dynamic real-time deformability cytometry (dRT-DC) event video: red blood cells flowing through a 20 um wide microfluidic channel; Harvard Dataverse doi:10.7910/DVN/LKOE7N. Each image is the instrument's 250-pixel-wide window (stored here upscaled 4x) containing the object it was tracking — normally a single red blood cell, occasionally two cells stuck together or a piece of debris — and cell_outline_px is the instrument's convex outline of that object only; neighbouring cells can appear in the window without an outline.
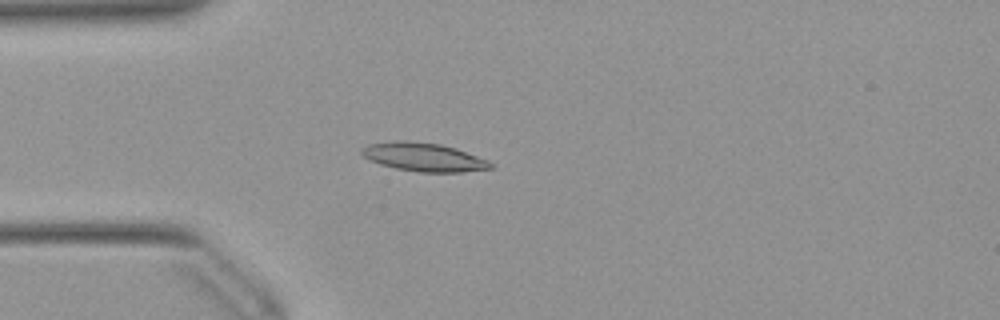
{"species": "Egyptian fruit bat (a non-hibernating species)", "species_latin": "Rousettus aegyptiacus", "temperature_condition": "warm", "stored_images_in_passage": 40, "camera_frame_rate_fps": 3000, "um_per_image_px": 0.085, "animal": {"sex": "female"}, "frame": {"image": 1, "passage_image": 1, "time_ms": 0.0, "image_size_px": [1000, 320], "cell_outline_px": [[492, 168], [460, 172], [420, 172], [396, 168], [380, 164], [364, 156], [360, 152], [360, 148], [368, 144], [392, 140], [404, 140], [440, 144], [456, 148], [488, 160], [492, 164]], "centroid_in_image_um": [35.99, 13.34], "position_along_channel_um": 49.0, "area_um2": 21.33}}
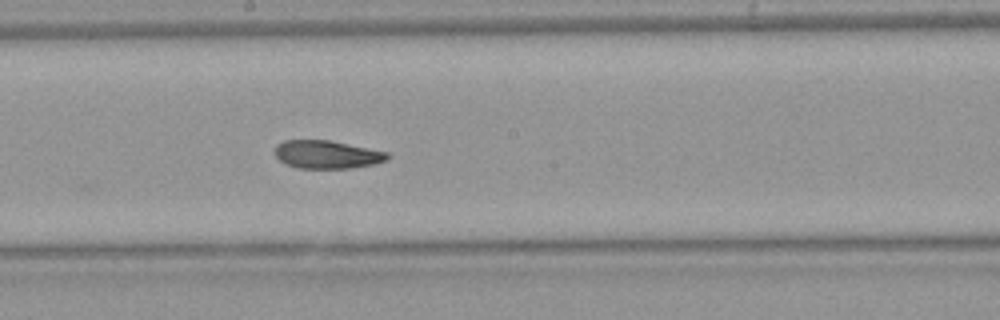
{"frame": {"image": 2, "passage_image": 15, "time_ms": 4.667, "image_size_px": [1000, 320], "cell_outline_px": [[392, 156], [388, 160], [372, 164], [352, 168], [296, 168], [284, 164], [272, 152], [276, 144], [284, 140], [328, 140], [388, 152]], "centroid_in_image_um": [27.75, 13.13], "position_along_channel_um": 220.4, "area_um2": 18.61}}
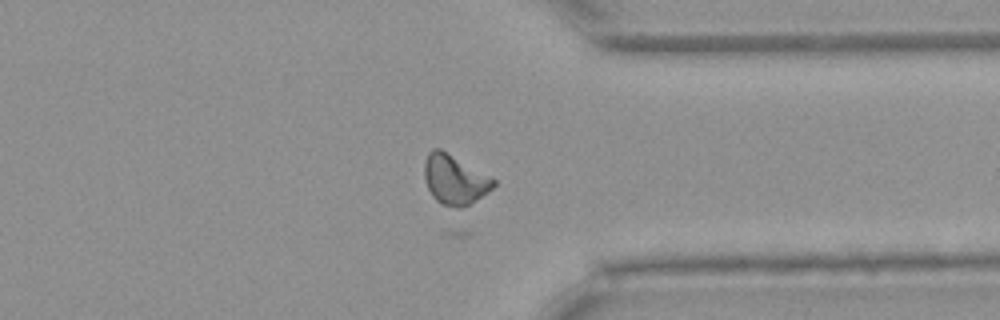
{"frame": {"image": 3, "passage_image": 27, "time_ms": 8.667, "image_size_px": [1000, 320], "cell_outline_px": [[496, 184], [488, 192], [468, 204], [460, 208], [456, 208], [440, 204], [432, 196], [428, 188], [424, 176], [424, 160], [428, 152], [432, 148], [440, 148], [492, 176], [496, 180]], "centroid_in_image_um": [38.64, 15.24], "position_along_channel_um": 372.8, "area_um2": 20.17}, "authors_computed_cell_mechanics": {"area_um2": 18.6694, "velocity_mm_per_s": 3.9166, "shape_relaxation_time_tau1_ms": null, "shape_relaxation_time_tau2_ms": 4.2459, "deformation_change_tau1": null, "deformation_change_tau2": 0.1084}}